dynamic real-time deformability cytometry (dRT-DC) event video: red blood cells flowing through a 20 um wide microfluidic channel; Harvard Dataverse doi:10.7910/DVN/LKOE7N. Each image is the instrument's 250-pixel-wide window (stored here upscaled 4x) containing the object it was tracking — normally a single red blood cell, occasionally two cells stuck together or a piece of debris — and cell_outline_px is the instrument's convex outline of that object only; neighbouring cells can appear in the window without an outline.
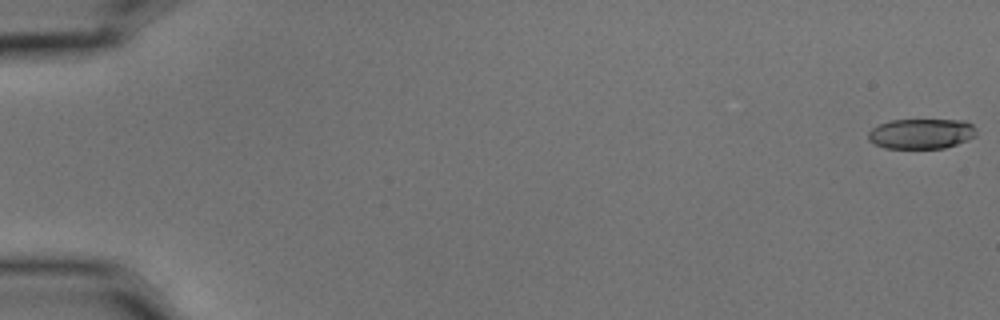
{"species": "common noctule bat (a hibernating species)", "species_latin": "Nyctalus noctula", "temperature_condition": "cold", "stored_images_in_passage": 5, "camera_frame_rate_fps": 3000, "um_per_image_px": 0.085, "animal": {"sex": "male", "body_mass_g": 15.6}, "frame": {"image": 1, "passage_image": 1, "time_ms": 0.0, "image_size_px": [1000, 320], "cell_outline_px": [[976, 136], [968, 140], [944, 148], [884, 148], [868, 140], [868, 132], [872, 128], [888, 120], [964, 120], [972, 124], [976, 128]], "centroid_in_image_um": [78.32, 11.36], "position_along_channel_um": 6.7, "area_um2": 19.07}}
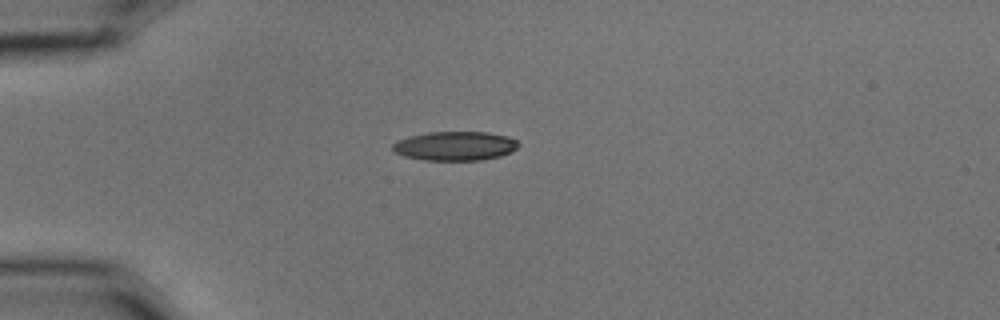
{"frame": {"image": 2, "passage_image": 5, "time_ms": 1.333, "image_size_px": [1000, 320], "cell_outline_px": [[520, 144], [512, 152], [500, 156], [480, 160], [424, 160], [404, 156], [392, 152], [392, 144], [396, 140], [408, 136], [428, 132], [488, 132], [508, 136], [516, 140]], "centroid_in_image_um": [38.65, 12.4], "position_along_channel_um": 46.3, "area_um2": 21.56}}